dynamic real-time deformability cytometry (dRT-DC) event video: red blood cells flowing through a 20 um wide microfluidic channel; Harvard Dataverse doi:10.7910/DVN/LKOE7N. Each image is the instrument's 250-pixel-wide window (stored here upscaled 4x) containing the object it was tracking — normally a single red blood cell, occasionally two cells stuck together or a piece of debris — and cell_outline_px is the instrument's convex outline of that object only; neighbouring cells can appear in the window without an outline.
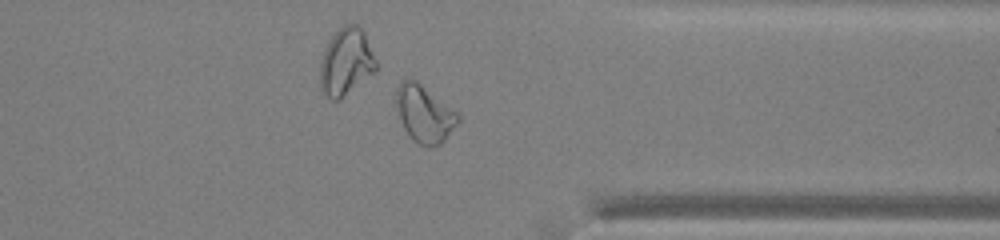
{"species": "common noctule bat (a hibernating species)", "species_latin": "Nyctalus noctula", "temperature_condition": "warm", "stored_images_in_passage": 42, "camera_frame_rate_fps": 3000, "um_per_image_px": 0.085, "animal": {"sex": "male", "body_mass_g": 13.0, "forearm_length_mm": 53.1}, "frame": {"image": 1, "passage_image": 36, "time_ms": 11.667, "image_size_px": [1000, 240], "cell_outline_px": [[460, 120], [444, 140], [440, 144], [416, 144], [408, 136], [400, 120], [396, 104], [396, 88], [400, 80], [408, 76], [416, 80], [456, 112], [460, 116]], "centroid_in_image_um": [36.02, 9.63], "position_along_channel_um": 375.4, "area_um2": 20.35}, "authors_computed_cell_mechanics": {"area_um2": 18.9006, "velocity_mm_per_s": 3.918, "shape_relaxation_time_tau1_ms": null, "shape_relaxation_time_tau2_ms": 3.425, "deformation_change_tau1": null, "deformation_change_tau2": 0.1073}}